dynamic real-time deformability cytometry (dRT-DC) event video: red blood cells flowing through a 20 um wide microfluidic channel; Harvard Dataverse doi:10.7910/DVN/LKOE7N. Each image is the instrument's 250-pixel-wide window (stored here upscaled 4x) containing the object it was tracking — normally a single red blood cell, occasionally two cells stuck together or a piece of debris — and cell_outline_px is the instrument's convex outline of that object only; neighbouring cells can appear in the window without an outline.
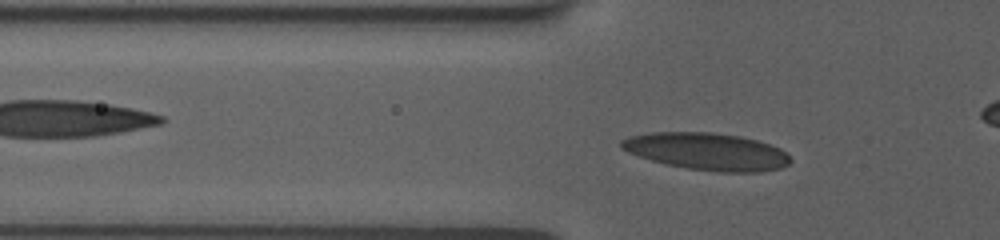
{"species": "human", "species_latin": "Homo sapiens", "temperature_condition": "room temperature", "stored_images_in_passage": 34, "camera_frame_rate_fps": 3000, "um_per_image_px": 0.085, "donor": {"sex": "female"}, "frame": {"image": 1, "passage_image": 3, "time_ms": 0.667, "image_size_px": [1000, 240], "cell_outline_px": [[792, 160], [788, 164], [780, 168], [760, 172], [716, 172], [688, 168], [664, 164], [628, 152], [620, 148], [620, 140], [628, 136], [652, 132], [712, 132], [740, 136], [756, 140], [780, 148], [788, 152]], "centroid_in_image_um": [60.1, 12.87], "position_along_channel_um": 65.7, "area_um2": 36.82}}
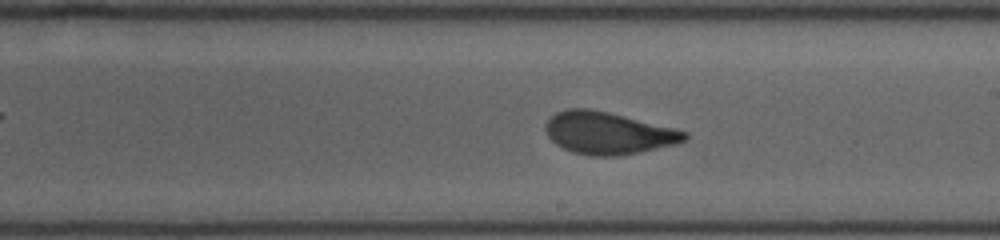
{"frame": {"image": 2, "passage_image": 17, "time_ms": 5.333, "image_size_px": [1000, 240], "cell_outline_px": [[688, 136], [684, 140], [676, 144], [640, 152], [620, 156], [592, 156], [572, 152], [556, 144], [548, 136], [544, 128], [548, 120], [556, 112], [568, 108], [588, 108], [608, 112], [676, 128], [688, 132]], "centroid_in_image_um": [51.7, 11.31], "position_along_channel_um": 237.3, "area_um2": 34.22}}
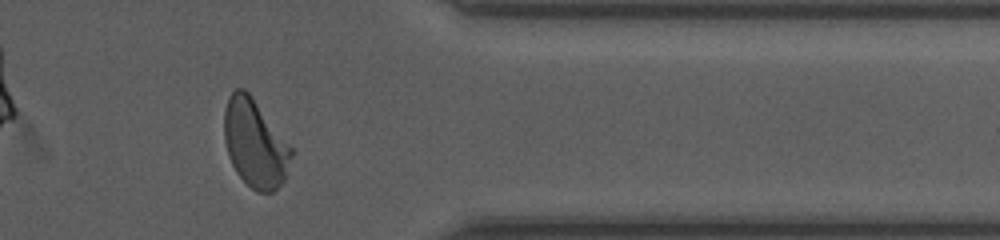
{"frame": {"image": 3, "passage_image": 30, "time_ms": 9.667, "image_size_px": [1000, 240], "cell_outline_px": [[292, 156], [284, 180], [272, 192], [256, 192], [236, 172], [228, 156], [224, 140], [224, 112], [228, 96], [236, 88], [244, 88], [252, 96], [292, 148]], "centroid_in_image_um": [21.65, 12.18], "position_along_channel_um": 389.8, "area_um2": 34.1}}